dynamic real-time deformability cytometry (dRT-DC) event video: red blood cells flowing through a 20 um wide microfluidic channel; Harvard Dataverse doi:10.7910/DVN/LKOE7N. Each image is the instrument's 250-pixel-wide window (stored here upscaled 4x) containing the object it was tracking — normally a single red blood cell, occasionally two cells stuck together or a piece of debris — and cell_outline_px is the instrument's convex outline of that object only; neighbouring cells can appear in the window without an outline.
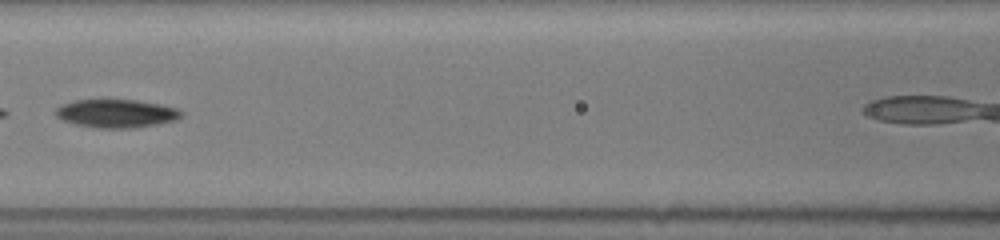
{"species": "common noctule bat (a hibernating species)", "species_latin": "Nyctalus noctula", "temperature_condition": "room temperature", "stored_images_in_passage": 11, "camera_frame_rate_fps": 3000, "um_per_image_px": 0.085, "animal": {"sex": "female", "body_mass_g": 19.5, "forearm_length_mm": 54.1}, "frame": {"image": 1, "passage_image": 5, "time_ms": 3.0, "image_size_px": [1000, 240], "cell_outline_px": [[184, 116], [176, 120], [156, 124], [132, 128], [100, 128], [76, 124], [64, 120], [56, 116], [56, 108], [64, 104], [76, 100], [136, 100], [160, 104], [176, 108], [184, 112]], "centroid_in_image_um": [9.94, 9.64], "position_along_channel_um": 156.7, "area_um2": 20.52}}
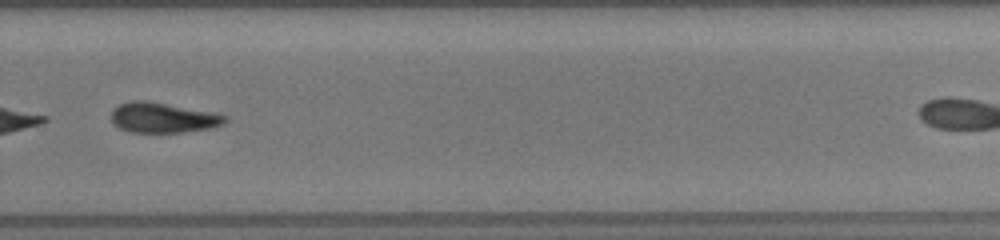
{"frame": {"image": 2, "passage_image": 10, "time_ms": 7.0, "image_size_px": [1000, 240], "cell_outline_px": [[228, 120], [224, 124], [208, 128], [180, 132], [128, 132], [120, 128], [112, 120], [112, 108], [120, 104], [132, 100], [144, 100], [212, 112], [228, 116]], "centroid_in_image_um": [13.84, 10.0], "position_along_channel_um": 316.0, "area_um2": 19.77}}